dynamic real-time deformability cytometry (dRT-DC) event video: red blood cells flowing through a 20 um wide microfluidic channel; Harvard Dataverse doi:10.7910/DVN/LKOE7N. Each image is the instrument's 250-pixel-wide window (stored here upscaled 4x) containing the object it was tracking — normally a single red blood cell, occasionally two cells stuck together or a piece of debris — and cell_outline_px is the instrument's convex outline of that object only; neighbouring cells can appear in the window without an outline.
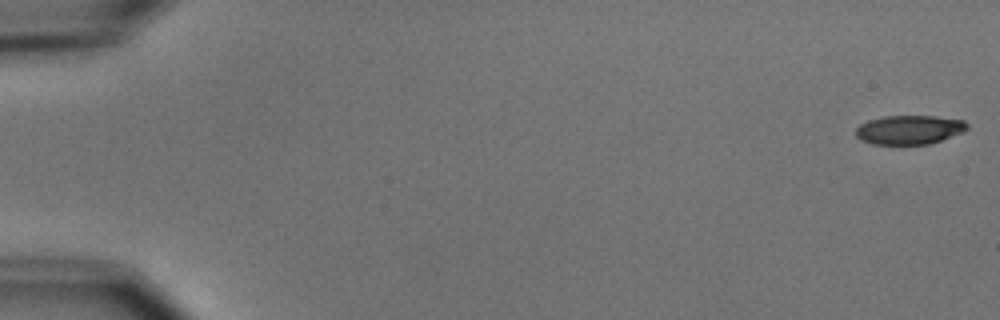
{"species": "common noctule bat (a hibernating species)", "species_latin": "Nyctalus noctula", "temperature_condition": "cold", "stored_images_in_passage": 6, "camera_frame_rate_fps": 3000, "um_per_image_px": 0.085, "animal": {"sex": "male", "body_mass_g": 15.6}, "frame": {"image": 1, "passage_image": 1, "time_ms": 0.0, "image_size_px": [1000, 320], "cell_outline_px": [[968, 128], [964, 132], [928, 144], [872, 144], [860, 140], [856, 136], [856, 128], [860, 124], [868, 120], [884, 116], [936, 116], [964, 120], [968, 124]], "centroid_in_image_um": [77.29, 11.02], "position_along_channel_um": 7.7, "area_um2": 18.9}}
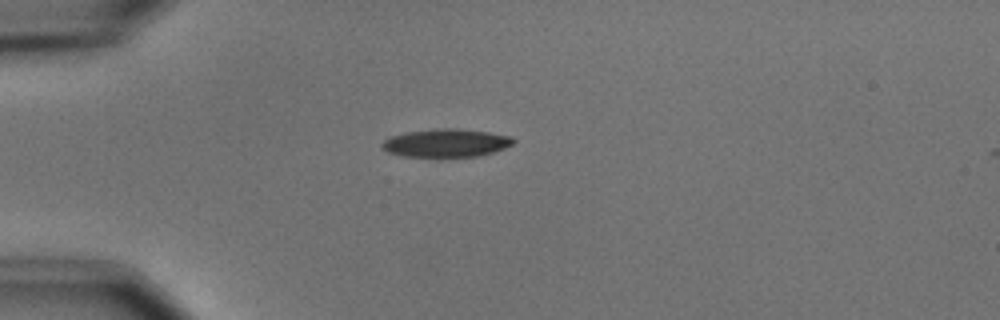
{"frame": {"image": 2, "passage_image": 5, "time_ms": 4.667, "image_size_px": [1000, 320], "cell_outline_px": [[516, 140], [512, 144], [504, 148], [492, 152], [476, 156], [440, 160], [436, 160], [404, 156], [388, 152], [380, 148], [380, 144], [388, 136], [404, 132], [436, 128], [456, 128], [488, 132], [508, 136]], "centroid_in_image_um": [37.82, 12.19], "position_along_channel_um": 47.2, "area_um2": 22.54}}